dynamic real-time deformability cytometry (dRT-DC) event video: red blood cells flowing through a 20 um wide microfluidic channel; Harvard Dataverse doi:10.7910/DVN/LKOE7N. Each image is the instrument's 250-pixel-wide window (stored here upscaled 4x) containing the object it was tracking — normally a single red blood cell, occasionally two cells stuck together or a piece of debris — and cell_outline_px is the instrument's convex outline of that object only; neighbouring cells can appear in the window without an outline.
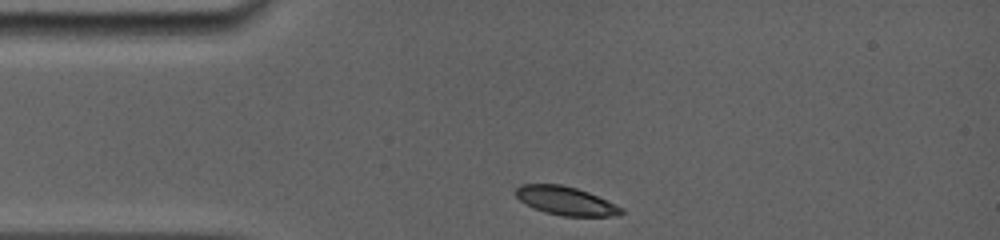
{"species": "common noctule bat (a hibernating species)", "species_latin": "Nyctalus noctula", "temperature_condition": "room temperature", "stored_images_in_passage": 29, "camera_frame_rate_fps": 5000, "um_per_image_px": 0.085, "animal": {"sex": "female", "body_mass_g": 19.0, "forearm_length_mm": 56.7}, "frame": {"image": 1, "passage_image": 1, "time_ms": 0.0, "image_size_px": [1000, 240], "cell_outline_px": [[624, 212], [616, 216], [564, 216], [544, 212], [524, 204], [512, 192], [520, 184], [560, 184], [576, 188], [588, 192], [616, 204], [624, 208]], "centroid_in_image_um": [48.06, 17.07], "position_along_channel_um": 36.9, "area_um2": 17.69}}
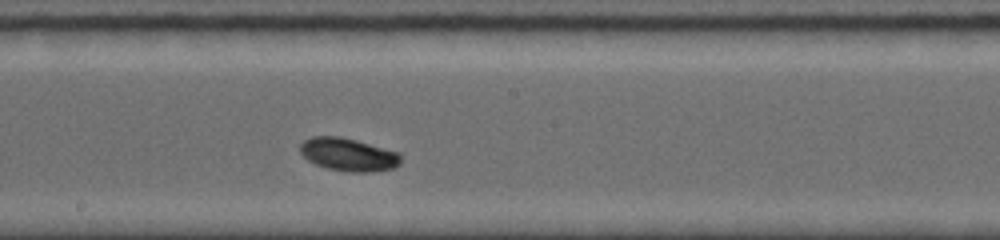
{"frame": {"image": 2, "passage_image": 17, "time_ms": 5.4, "image_size_px": [1000, 240], "cell_outline_px": [[400, 164], [396, 168], [372, 172], [348, 172], [328, 168], [316, 164], [308, 160], [300, 152], [300, 144], [304, 140], [312, 136], [340, 136], [356, 140], [400, 152]], "centroid_in_image_um": [29.63, 13.13], "position_along_channel_um": 218.6, "area_um2": 19.48}}
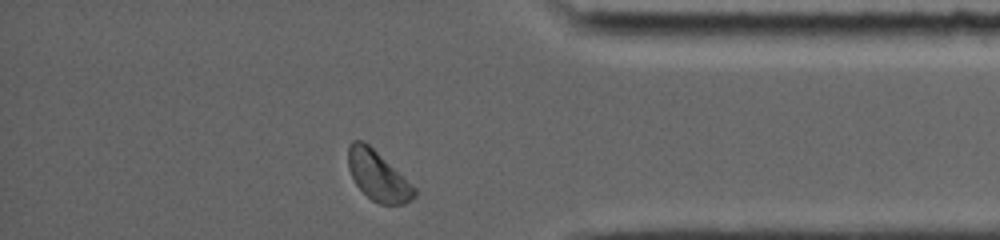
{"frame": {"image": 3, "passage_image": 29, "time_ms": 10.4, "image_size_px": [1000, 240], "cell_outline_px": [[416, 196], [412, 200], [404, 204], [380, 204], [372, 200], [356, 184], [348, 168], [348, 144], [352, 140], [364, 140], [416, 188]], "centroid_in_image_um": [32.11, 14.94], "position_along_channel_um": 403.1, "area_um2": 18.96}, "authors_computed_cell_mechanics": {"area_um2": 18.5538, "velocity_mm_per_s": 3.8433, "shape_relaxation_time_tau1_ms": 7.4976, "shape_relaxation_time_tau2_ms": null, "deformation_change_tau1": 0.193, "deformation_change_tau2": null}}